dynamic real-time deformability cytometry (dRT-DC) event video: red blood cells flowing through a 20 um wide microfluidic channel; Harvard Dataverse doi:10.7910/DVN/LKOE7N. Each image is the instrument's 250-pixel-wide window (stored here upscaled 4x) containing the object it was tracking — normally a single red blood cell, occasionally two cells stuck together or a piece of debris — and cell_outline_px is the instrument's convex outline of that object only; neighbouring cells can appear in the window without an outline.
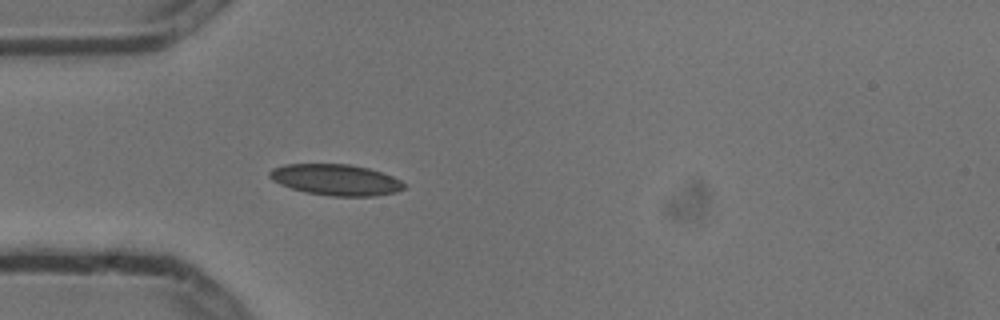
{"species": "common noctule bat (a hibernating species)", "species_latin": "Nyctalus noctula", "temperature_condition": "cold", "stored_images_in_passage": 4, "camera_frame_rate_fps": 3000, "um_per_image_px": 0.085, "animal": {"sex": "male", "body_mass_g": 13.3}, "frame": {"image": 1, "passage_image": 4, "time_ms": 1.0, "image_size_px": [1000, 320], "cell_outline_px": [[404, 188], [396, 192], [376, 196], [332, 196], [304, 192], [280, 184], [272, 180], [268, 176], [268, 172], [272, 168], [284, 164], [348, 164], [368, 168], [392, 176], [400, 180], [404, 184]], "centroid_in_image_um": [28.51, 15.28], "position_along_channel_um": 56.5, "area_um2": 24.33}}